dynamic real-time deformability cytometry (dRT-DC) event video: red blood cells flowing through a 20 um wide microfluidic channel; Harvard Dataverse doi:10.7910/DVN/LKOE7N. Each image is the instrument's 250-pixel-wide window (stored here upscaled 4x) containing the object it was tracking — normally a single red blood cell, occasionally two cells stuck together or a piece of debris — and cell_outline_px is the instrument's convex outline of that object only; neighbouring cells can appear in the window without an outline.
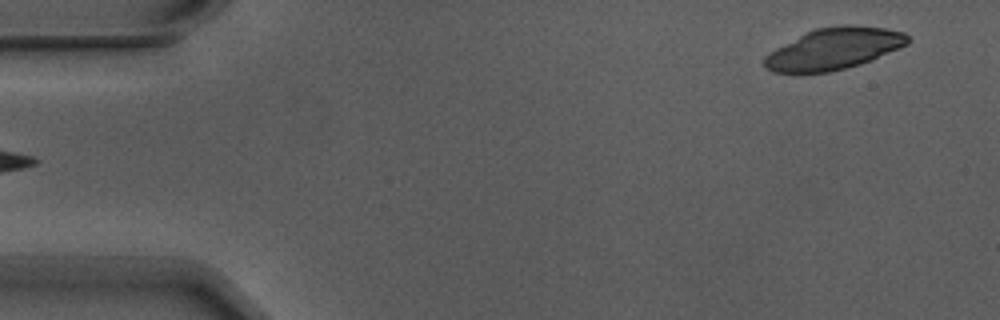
{"species": "Egyptian fruit bat (a non-hibernating species)", "species_latin": "Rousettus aegyptiacus", "temperature_condition": "warm", "stored_images_in_passage": 4, "segment_of_instrument_passage": [2, 2], "camera_frame_rate_fps": 3000, "um_per_image_px": 0.085, "animal": {"sex": "male"}, "frame": {"image": 1, "passage_image": 4, "time_ms": 1.0, "image_size_px": [1000, 320], "cell_outline_px": [[908, 44], [900, 48], [872, 60], [860, 64], [828, 72], [800, 76], [772, 72], [764, 68], [764, 56], [776, 48], [816, 28], [844, 24], [856, 24], [884, 28], [904, 32], [908, 36]], "centroid_in_image_um": [70.84, 4.18], "position_along_channel_um": 14.2, "area_um2": 35.26}}